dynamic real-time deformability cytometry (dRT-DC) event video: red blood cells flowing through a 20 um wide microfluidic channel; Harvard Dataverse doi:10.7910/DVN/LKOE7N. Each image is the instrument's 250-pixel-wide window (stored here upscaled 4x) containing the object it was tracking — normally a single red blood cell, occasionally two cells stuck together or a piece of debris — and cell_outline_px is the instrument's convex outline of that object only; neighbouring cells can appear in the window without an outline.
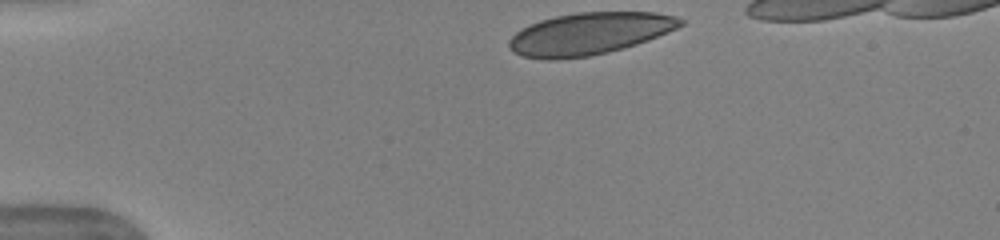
{"species": "human", "species_latin": "Homo sapiens", "temperature_condition": "warm", "stored_images_in_passage": 38, "camera_frame_rate_fps": 3000, "um_per_image_px": 0.085, "donor": {"sex": "female"}, "frame": {"image": 1, "passage_image": 1, "time_ms": 0.0, "image_size_px": [1000, 240], "cell_outline_px": [[684, 24], [668, 32], [648, 40], [624, 48], [608, 52], [588, 56], [556, 60], [548, 60], [524, 56], [512, 52], [508, 44], [508, 40], [520, 28], [540, 20], [556, 16], [580, 12], [656, 12], [676, 16], [684, 20]], "centroid_in_image_um": [50.09, 2.86], "position_along_channel_um": 34.9, "area_um2": 42.08}}
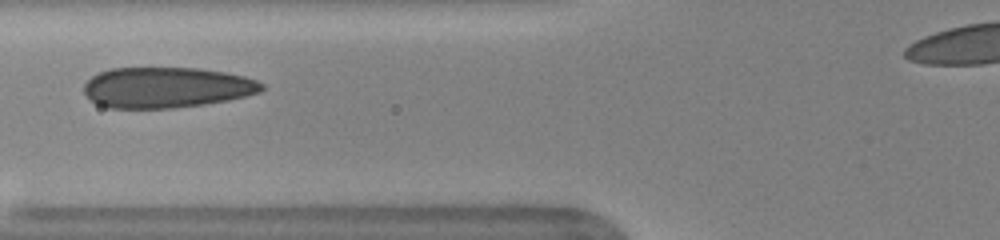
{"frame": {"image": 2, "passage_image": 11, "time_ms": 3.333, "image_size_px": [1000, 240], "cell_outline_px": [[264, 88], [260, 92], [228, 100], [204, 104], [172, 108], [108, 108], [96, 104], [84, 92], [84, 84], [92, 76], [100, 72], [112, 68], [200, 68], [224, 72], [244, 76], [256, 80], [264, 84]], "centroid_in_image_um": [14.15, 7.43], "position_along_channel_um": 111.6, "area_um2": 42.08}}
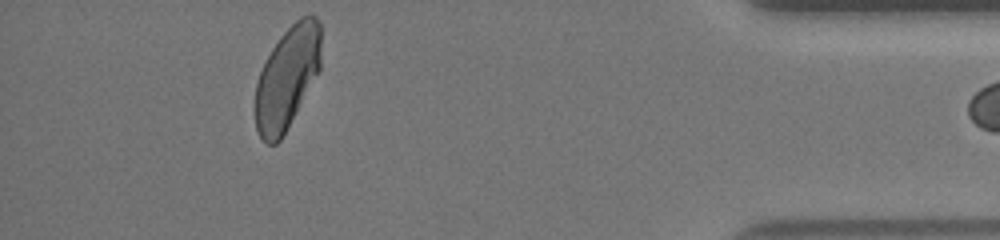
{"frame": {"image": 3, "passage_image": 37, "time_ms": 12.0, "image_size_px": [1000, 240], "cell_outline_px": [[320, 68], [280, 140], [276, 144], [268, 144], [260, 136], [256, 128], [252, 108], [256, 84], [260, 72], [272, 48], [280, 36], [300, 16], [308, 12], [312, 12], [316, 16], [320, 24]], "centroid_in_image_um": [24.37, 6.58], "position_along_channel_um": 410.8, "area_um2": 39.25}}